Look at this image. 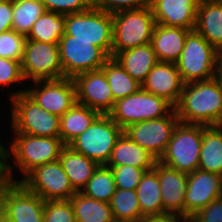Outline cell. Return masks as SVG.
Masks as SVG:
<instances>
[{"mask_svg":"<svg viewBox=\"0 0 222 222\" xmlns=\"http://www.w3.org/2000/svg\"><path fill=\"white\" fill-rule=\"evenodd\" d=\"M184 81L175 63L158 62L148 73L142 88L164 98L173 107L177 104L184 88Z\"/></svg>","mask_w":222,"mask_h":222,"instance_id":"20","label":"cell"},{"mask_svg":"<svg viewBox=\"0 0 222 222\" xmlns=\"http://www.w3.org/2000/svg\"><path fill=\"white\" fill-rule=\"evenodd\" d=\"M59 161L75 192H81L93 176L99 164L85 155L74 151L68 145L61 150Z\"/></svg>","mask_w":222,"mask_h":222,"instance_id":"24","label":"cell"},{"mask_svg":"<svg viewBox=\"0 0 222 222\" xmlns=\"http://www.w3.org/2000/svg\"><path fill=\"white\" fill-rule=\"evenodd\" d=\"M11 169L6 162L0 161V186L5 180L14 182Z\"/></svg>","mask_w":222,"mask_h":222,"instance_id":"44","label":"cell"},{"mask_svg":"<svg viewBox=\"0 0 222 222\" xmlns=\"http://www.w3.org/2000/svg\"><path fill=\"white\" fill-rule=\"evenodd\" d=\"M66 15L45 11L33 24L26 40L44 42L47 44L58 43L65 34Z\"/></svg>","mask_w":222,"mask_h":222,"instance_id":"30","label":"cell"},{"mask_svg":"<svg viewBox=\"0 0 222 222\" xmlns=\"http://www.w3.org/2000/svg\"><path fill=\"white\" fill-rule=\"evenodd\" d=\"M114 58L140 84L146 80L148 73L159 62L151 43L120 52Z\"/></svg>","mask_w":222,"mask_h":222,"instance_id":"25","label":"cell"},{"mask_svg":"<svg viewBox=\"0 0 222 222\" xmlns=\"http://www.w3.org/2000/svg\"><path fill=\"white\" fill-rule=\"evenodd\" d=\"M64 35H70L71 40L89 41L111 57L112 14L91 7L85 12L66 15Z\"/></svg>","mask_w":222,"mask_h":222,"instance_id":"6","label":"cell"},{"mask_svg":"<svg viewBox=\"0 0 222 222\" xmlns=\"http://www.w3.org/2000/svg\"><path fill=\"white\" fill-rule=\"evenodd\" d=\"M158 160L147 150L133 142L124 132L117 139L106 166L130 165L150 171Z\"/></svg>","mask_w":222,"mask_h":222,"instance_id":"23","label":"cell"},{"mask_svg":"<svg viewBox=\"0 0 222 222\" xmlns=\"http://www.w3.org/2000/svg\"><path fill=\"white\" fill-rule=\"evenodd\" d=\"M138 222H186L184 220H180V217L171 215V214H163V215H152V216H142Z\"/></svg>","mask_w":222,"mask_h":222,"instance_id":"43","label":"cell"},{"mask_svg":"<svg viewBox=\"0 0 222 222\" xmlns=\"http://www.w3.org/2000/svg\"><path fill=\"white\" fill-rule=\"evenodd\" d=\"M44 222H76L70 200L45 201Z\"/></svg>","mask_w":222,"mask_h":222,"instance_id":"37","label":"cell"},{"mask_svg":"<svg viewBox=\"0 0 222 222\" xmlns=\"http://www.w3.org/2000/svg\"><path fill=\"white\" fill-rule=\"evenodd\" d=\"M174 111L183 123L222 125V81L216 76L186 83Z\"/></svg>","mask_w":222,"mask_h":222,"instance_id":"1","label":"cell"},{"mask_svg":"<svg viewBox=\"0 0 222 222\" xmlns=\"http://www.w3.org/2000/svg\"><path fill=\"white\" fill-rule=\"evenodd\" d=\"M26 37L13 29L0 34V57L22 61Z\"/></svg>","mask_w":222,"mask_h":222,"instance_id":"35","label":"cell"},{"mask_svg":"<svg viewBox=\"0 0 222 222\" xmlns=\"http://www.w3.org/2000/svg\"><path fill=\"white\" fill-rule=\"evenodd\" d=\"M101 69L107 77L114 102L137 92L142 87V84L133 79L113 57H110Z\"/></svg>","mask_w":222,"mask_h":222,"instance_id":"31","label":"cell"},{"mask_svg":"<svg viewBox=\"0 0 222 222\" xmlns=\"http://www.w3.org/2000/svg\"><path fill=\"white\" fill-rule=\"evenodd\" d=\"M113 173L115 188L136 190L146 170L130 165L110 167Z\"/></svg>","mask_w":222,"mask_h":222,"instance_id":"36","label":"cell"},{"mask_svg":"<svg viewBox=\"0 0 222 222\" xmlns=\"http://www.w3.org/2000/svg\"><path fill=\"white\" fill-rule=\"evenodd\" d=\"M22 80L21 62L0 57V85H11Z\"/></svg>","mask_w":222,"mask_h":222,"instance_id":"40","label":"cell"},{"mask_svg":"<svg viewBox=\"0 0 222 222\" xmlns=\"http://www.w3.org/2000/svg\"><path fill=\"white\" fill-rule=\"evenodd\" d=\"M12 29V3H0V34Z\"/></svg>","mask_w":222,"mask_h":222,"instance_id":"42","label":"cell"},{"mask_svg":"<svg viewBox=\"0 0 222 222\" xmlns=\"http://www.w3.org/2000/svg\"><path fill=\"white\" fill-rule=\"evenodd\" d=\"M222 196V175L197 169L187 175L184 221Z\"/></svg>","mask_w":222,"mask_h":222,"instance_id":"17","label":"cell"},{"mask_svg":"<svg viewBox=\"0 0 222 222\" xmlns=\"http://www.w3.org/2000/svg\"><path fill=\"white\" fill-rule=\"evenodd\" d=\"M45 11L41 0H16L12 3V29L27 37L33 24Z\"/></svg>","mask_w":222,"mask_h":222,"instance_id":"32","label":"cell"},{"mask_svg":"<svg viewBox=\"0 0 222 222\" xmlns=\"http://www.w3.org/2000/svg\"><path fill=\"white\" fill-rule=\"evenodd\" d=\"M11 152H8L5 147L0 143V161H6L9 158Z\"/></svg>","mask_w":222,"mask_h":222,"instance_id":"46","label":"cell"},{"mask_svg":"<svg viewBox=\"0 0 222 222\" xmlns=\"http://www.w3.org/2000/svg\"><path fill=\"white\" fill-rule=\"evenodd\" d=\"M11 151L15 157L14 166H19L26 177L36 167L59 159L64 143L60 137H39L15 133Z\"/></svg>","mask_w":222,"mask_h":222,"instance_id":"9","label":"cell"},{"mask_svg":"<svg viewBox=\"0 0 222 222\" xmlns=\"http://www.w3.org/2000/svg\"><path fill=\"white\" fill-rule=\"evenodd\" d=\"M195 30L217 50L222 49V0H200Z\"/></svg>","mask_w":222,"mask_h":222,"instance_id":"22","label":"cell"},{"mask_svg":"<svg viewBox=\"0 0 222 222\" xmlns=\"http://www.w3.org/2000/svg\"><path fill=\"white\" fill-rule=\"evenodd\" d=\"M44 204L21 182L5 180L0 186V210L10 222H44Z\"/></svg>","mask_w":222,"mask_h":222,"instance_id":"10","label":"cell"},{"mask_svg":"<svg viewBox=\"0 0 222 222\" xmlns=\"http://www.w3.org/2000/svg\"><path fill=\"white\" fill-rule=\"evenodd\" d=\"M187 222H222V196L200 209Z\"/></svg>","mask_w":222,"mask_h":222,"instance_id":"41","label":"cell"},{"mask_svg":"<svg viewBox=\"0 0 222 222\" xmlns=\"http://www.w3.org/2000/svg\"><path fill=\"white\" fill-rule=\"evenodd\" d=\"M101 114L88 106L75 103L60 117V139L69 145L82 134Z\"/></svg>","mask_w":222,"mask_h":222,"instance_id":"26","label":"cell"},{"mask_svg":"<svg viewBox=\"0 0 222 222\" xmlns=\"http://www.w3.org/2000/svg\"><path fill=\"white\" fill-rule=\"evenodd\" d=\"M178 122L173 109L166 117L133 123L123 129V132L159 161Z\"/></svg>","mask_w":222,"mask_h":222,"instance_id":"14","label":"cell"},{"mask_svg":"<svg viewBox=\"0 0 222 222\" xmlns=\"http://www.w3.org/2000/svg\"><path fill=\"white\" fill-rule=\"evenodd\" d=\"M76 222H113L109 203L76 192L70 199Z\"/></svg>","mask_w":222,"mask_h":222,"instance_id":"29","label":"cell"},{"mask_svg":"<svg viewBox=\"0 0 222 222\" xmlns=\"http://www.w3.org/2000/svg\"><path fill=\"white\" fill-rule=\"evenodd\" d=\"M0 222H10L6 215L0 210Z\"/></svg>","mask_w":222,"mask_h":222,"instance_id":"47","label":"cell"},{"mask_svg":"<svg viewBox=\"0 0 222 222\" xmlns=\"http://www.w3.org/2000/svg\"><path fill=\"white\" fill-rule=\"evenodd\" d=\"M21 182L44 201L69 200L76 192L58 160L32 170Z\"/></svg>","mask_w":222,"mask_h":222,"instance_id":"12","label":"cell"},{"mask_svg":"<svg viewBox=\"0 0 222 222\" xmlns=\"http://www.w3.org/2000/svg\"><path fill=\"white\" fill-rule=\"evenodd\" d=\"M16 0H0V3H13Z\"/></svg>","mask_w":222,"mask_h":222,"instance_id":"48","label":"cell"},{"mask_svg":"<svg viewBox=\"0 0 222 222\" xmlns=\"http://www.w3.org/2000/svg\"><path fill=\"white\" fill-rule=\"evenodd\" d=\"M83 190L85 196L109 203L116 190L111 168L99 165Z\"/></svg>","mask_w":222,"mask_h":222,"instance_id":"34","label":"cell"},{"mask_svg":"<svg viewBox=\"0 0 222 222\" xmlns=\"http://www.w3.org/2000/svg\"><path fill=\"white\" fill-rule=\"evenodd\" d=\"M10 97L13 103L12 128L15 133L39 137H59V116L41 108L23 90Z\"/></svg>","mask_w":222,"mask_h":222,"instance_id":"4","label":"cell"},{"mask_svg":"<svg viewBox=\"0 0 222 222\" xmlns=\"http://www.w3.org/2000/svg\"><path fill=\"white\" fill-rule=\"evenodd\" d=\"M46 11L60 15L81 13L92 7V0H41Z\"/></svg>","mask_w":222,"mask_h":222,"instance_id":"38","label":"cell"},{"mask_svg":"<svg viewBox=\"0 0 222 222\" xmlns=\"http://www.w3.org/2000/svg\"><path fill=\"white\" fill-rule=\"evenodd\" d=\"M76 101L101 115H108L114 107V99L105 72L102 69L81 73L73 78Z\"/></svg>","mask_w":222,"mask_h":222,"instance_id":"15","label":"cell"},{"mask_svg":"<svg viewBox=\"0 0 222 222\" xmlns=\"http://www.w3.org/2000/svg\"><path fill=\"white\" fill-rule=\"evenodd\" d=\"M35 83H42V85L39 89H27L25 93L51 114L61 117L77 102L76 88L72 78L63 77L35 81Z\"/></svg>","mask_w":222,"mask_h":222,"instance_id":"16","label":"cell"},{"mask_svg":"<svg viewBox=\"0 0 222 222\" xmlns=\"http://www.w3.org/2000/svg\"><path fill=\"white\" fill-rule=\"evenodd\" d=\"M217 77L222 81V49L218 50Z\"/></svg>","mask_w":222,"mask_h":222,"instance_id":"45","label":"cell"},{"mask_svg":"<svg viewBox=\"0 0 222 222\" xmlns=\"http://www.w3.org/2000/svg\"><path fill=\"white\" fill-rule=\"evenodd\" d=\"M21 70L24 80L31 78L34 82L63 78L58 43L26 40Z\"/></svg>","mask_w":222,"mask_h":222,"instance_id":"13","label":"cell"},{"mask_svg":"<svg viewBox=\"0 0 222 222\" xmlns=\"http://www.w3.org/2000/svg\"><path fill=\"white\" fill-rule=\"evenodd\" d=\"M203 125L178 122L159 162L189 174L199 167Z\"/></svg>","mask_w":222,"mask_h":222,"instance_id":"5","label":"cell"},{"mask_svg":"<svg viewBox=\"0 0 222 222\" xmlns=\"http://www.w3.org/2000/svg\"><path fill=\"white\" fill-rule=\"evenodd\" d=\"M160 183L157 171H146L139 182L136 193L143 216L163 215Z\"/></svg>","mask_w":222,"mask_h":222,"instance_id":"28","label":"cell"},{"mask_svg":"<svg viewBox=\"0 0 222 222\" xmlns=\"http://www.w3.org/2000/svg\"><path fill=\"white\" fill-rule=\"evenodd\" d=\"M190 30L155 24L151 45L159 62L176 63L185 45Z\"/></svg>","mask_w":222,"mask_h":222,"instance_id":"21","label":"cell"},{"mask_svg":"<svg viewBox=\"0 0 222 222\" xmlns=\"http://www.w3.org/2000/svg\"><path fill=\"white\" fill-rule=\"evenodd\" d=\"M58 46L63 77L66 78L73 79L78 74L99 70L110 58L91 42L71 40L70 35H63Z\"/></svg>","mask_w":222,"mask_h":222,"instance_id":"11","label":"cell"},{"mask_svg":"<svg viewBox=\"0 0 222 222\" xmlns=\"http://www.w3.org/2000/svg\"><path fill=\"white\" fill-rule=\"evenodd\" d=\"M147 6H149V0H92V7L111 14Z\"/></svg>","mask_w":222,"mask_h":222,"instance_id":"39","label":"cell"},{"mask_svg":"<svg viewBox=\"0 0 222 222\" xmlns=\"http://www.w3.org/2000/svg\"><path fill=\"white\" fill-rule=\"evenodd\" d=\"M200 0H149L155 23L194 30Z\"/></svg>","mask_w":222,"mask_h":222,"instance_id":"19","label":"cell"},{"mask_svg":"<svg viewBox=\"0 0 222 222\" xmlns=\"http://www.w3.org/2000/svg\"><path fill=\"white\" fill-rule=\"evenodd\" d=\"M218 50L195 29L187 33L180 58L175 63L184 83L217 76Z\"/></svg>","mask_w":222,"mask_h":222,"instance_id":"3","label":"cell"},{"mask_svg":"<svg viewBox=\"0 0 222 222\" xmlns=\"http://www.w3.org/2000/svg\"><path fill=\"white\" fill-rule=\"evenodd\" d=\"M122 133L123 129L109 115H100L68 146L99 165H106Z\"/></svg>","mask_w":222,"mask_h":222,"instance_id":"8","label":"cell"},{"mask_svg":"<svg viewBox=\"0 0 222 222\" xmlns=\"http://www.w3.org/2000/svg\"><path fill=\"white\" fill-rule=\"evenodd\" d=\"M198 169L222 175V125H203Z\"/></svg>","mask_w":222,"mask_h":222,"instance_id":"27","label":"cell"},{"mask_svg":"<svg viewBox=\"0 0 222 222\" xmlns=\"http://www.w3.org/2000/svg\"><path fill=\"white\" fill-rule=\"evenodd\" d=\"M173 109L164 98L141 87L137 92L117 100L108 115L119 127L125 129L133 123L166 117Z\"/></svg>","mask_w":222,"mask_h":222,"instance_id":"7","label":"cell"},{"mask_svg":"<svg viewBox=\"0 0 222 222\" xmlns=\"http://www.w3.org/2000/svg\"><path fill=\"white\" fill-rule=\"evenodd\" d=\"M154 169L157 171L163 214H171L184 220V202L187 187V175L176 169L170 168L157 161Z\"/></svg>","mask_w":222,"mask_h":222,"instance_id":"18","label":"cell"},{"mask_svg":"<svg viewBox=\"0 0 222 222\" xmlns=\"http://www.w3.org/2000/svg\"><path fill=\"white\" fill-rule=\"evenodd\" d=\"M113 44L111 57L138 46L151 43L155 19L150 6L123 10L112 14Z\"/></svg>","mask_w":222,"mask_h":222,"instance_id":"2","label":"cell"},{"mask_svg":"<svg viewBox=\"0 0 222 222\" xmlns=\"http://www.w3.org/2000/svg\"><path fill=\"white\" fill-rule=\"evenodd\" d=\"M109 205L116 221L138 222L143 216L136 190L116 189Z\"/></svg>","mask_w":222,"mask_h":222,"instance_id":"33","label":"cell"}]
</instances>
